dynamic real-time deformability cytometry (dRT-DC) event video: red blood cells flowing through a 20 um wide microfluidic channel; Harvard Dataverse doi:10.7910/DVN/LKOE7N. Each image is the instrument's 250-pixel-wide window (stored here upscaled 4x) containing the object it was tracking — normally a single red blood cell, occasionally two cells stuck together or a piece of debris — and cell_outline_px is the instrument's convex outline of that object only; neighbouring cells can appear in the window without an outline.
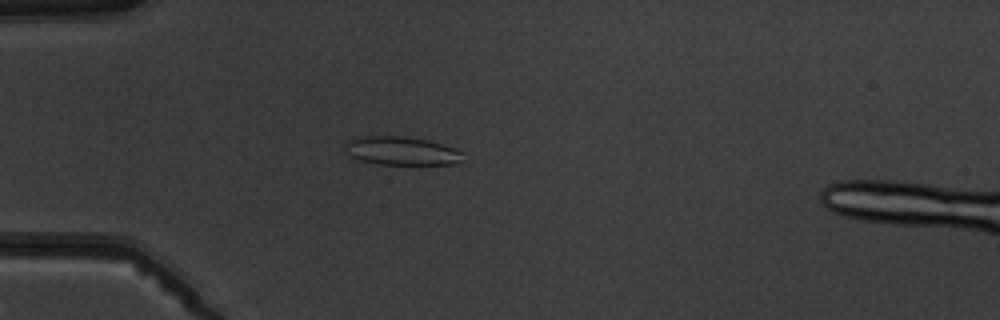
{"species": "common noctule bat (a hibernating species)", "species_latin": "Nyctalus noctula", "temperature_condition": "warm", "stored_images_in_passage": 4, "camera_frame_rate_fps": 3000, "um_per_image_px": 0.085, "animal": {"sex": "male", "body_mass_g": 19.5, "forearm_length_mm": 54.6}, "frame": {"image": 1, "passage_image": 4, "time_ms": 3.333, "image_size_px": [1000, 320], "cell_outline_px": [[464, 152], [460, 160], [452, 164], [380, 164], [360, 160], [352, 156], [348, 152], [344, 144], [348, 140], [356, 136], [404, 136], [428, 140]], "centroid_in_image_um": [34.09, 12.81], "position_along_channel_um": 50.9, "area_um2": 19.31}}